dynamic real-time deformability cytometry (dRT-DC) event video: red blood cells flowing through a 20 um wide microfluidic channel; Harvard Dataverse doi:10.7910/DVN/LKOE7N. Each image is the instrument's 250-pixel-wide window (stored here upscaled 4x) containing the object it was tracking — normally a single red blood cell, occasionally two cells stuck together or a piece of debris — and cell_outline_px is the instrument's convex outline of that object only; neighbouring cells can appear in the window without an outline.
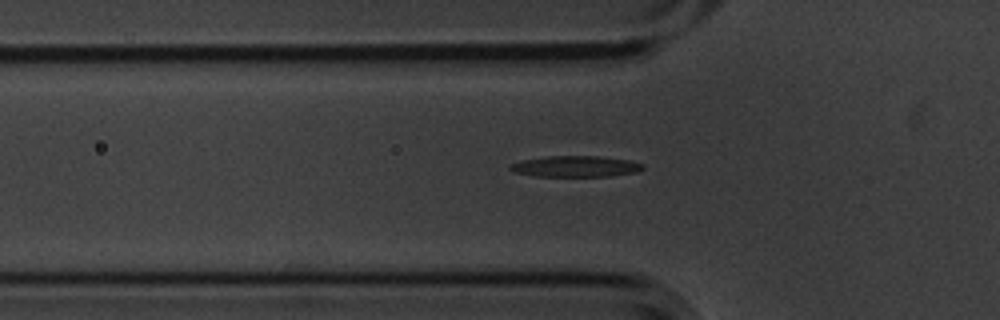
{"species": "common noctule bat (a hibernating species)", "species_latin": "Nyctalus noctula", "temperature_condition": "cold", "stored_images_in_passage": 39, "camera_frame_rate_fps": 3000, "um_per_image_px": 0.085, "animal": {"sex": "male", "body_mass_g": 20.1, "forearm_length_mm": 53.5}, "frame": {"image": 1, "passage_image": 4, "time_ms": 1.0, "image_size_px": [1000, 320], "cell_outline_px": [[644, 168], [636, 172], [612, 176], [532, 176], [516, 172], [508, 168], [512, 164], [524, 160], [544, 156], [600, 156], [628, 160], [644, 164]], "centroid_in_image_um": [48.95, 14.14], "position_along_channel_um": 76.9, "area_um2": 16.18}}
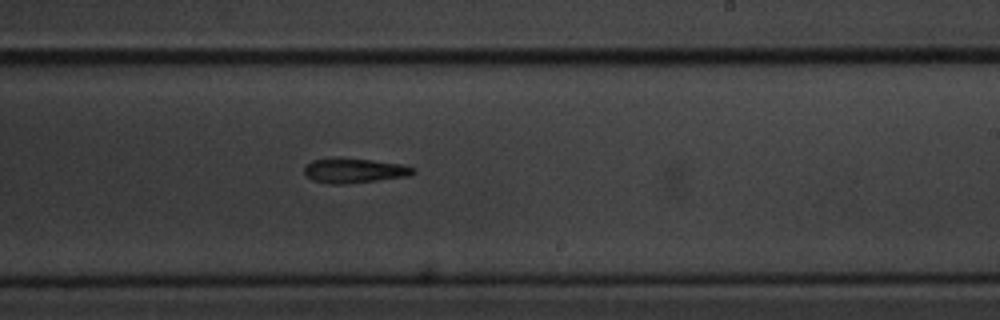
{"frame": {"image": 2, "passage_image": 19, "time_ms": 6.0, "image_size_px": [1000, 320], "cell_outline_px": [[416, 172], [408, 176], [344, 184], [332, 184], [312, 180], [304, 172], [304, 164], [312, 160], [328, 156], [336, 156], [372, 160], [400, 164], [416, 168]], "centroid_in_image_um": [30.04, 14.46], "position_along_channel_um": 259.0, "area_um2": 16.01}}
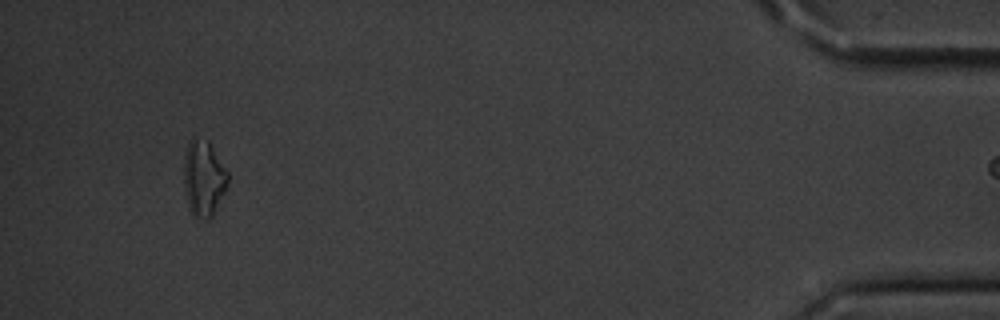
{"frame": {"image": 3, "passage_image": 38, "time_ms": 12.333, "image_size_px": [1000, 320], "cell_outline_px": [[228, 180], [224, 192], [212, 216], [208, 220], [204, 220], [196, 216], [192, 212], [188, 204], [184, 188], [184, 156], [188, 144], [192, 136], [208, 140], [228, 172]], "centroid_in_image_um": [17.3, 15.12], "position_along_channel_um": 417.9, "area_um2": 19.31}}